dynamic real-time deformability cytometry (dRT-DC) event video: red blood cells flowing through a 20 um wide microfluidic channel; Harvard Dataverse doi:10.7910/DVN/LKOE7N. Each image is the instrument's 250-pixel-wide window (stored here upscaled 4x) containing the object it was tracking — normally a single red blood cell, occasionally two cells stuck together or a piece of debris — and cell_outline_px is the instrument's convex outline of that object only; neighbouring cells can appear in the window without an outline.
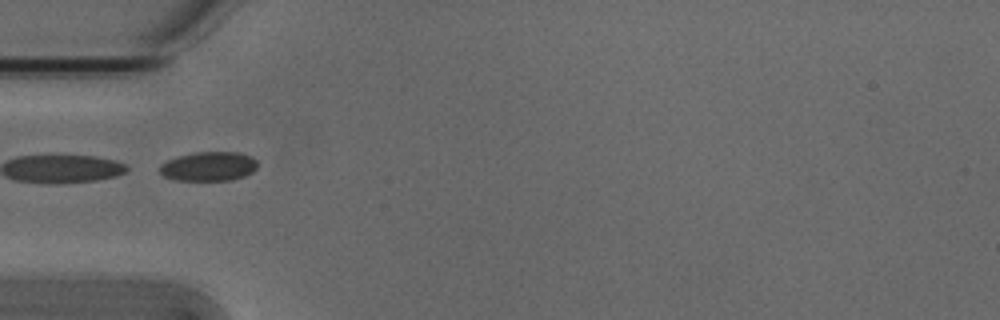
{"species": "Egyptian fruit bat (a non-hibernating species)", "species_latin": "Rousettus aegyptiacus", "temperature_condition": "cold", "stored_images_in_passage": 7, "segment_of_instrument_passage": [2, 2], "camera_frame_rate_fps": 3000, "um_per_image_px": 0.085, "animal": {"sex": "male"}, "frame": {"image": 1, "passage_image": 5, "time_ms": 1.333, "image_size_px": [1000, 320], "cell_outline_px": [[256, 168], [252, 172], [244, 176], [232, 180], [176, 180], [164, 176], [160, 172], [160, 164], [168, 160], [180, 156], [196, 152], [240, 152], [252, 156], [256, 160]], "centroid_in_image_um": [17.76, 14.14], "position_along_channel_um": 67.2, "area_um2": 16.59}}